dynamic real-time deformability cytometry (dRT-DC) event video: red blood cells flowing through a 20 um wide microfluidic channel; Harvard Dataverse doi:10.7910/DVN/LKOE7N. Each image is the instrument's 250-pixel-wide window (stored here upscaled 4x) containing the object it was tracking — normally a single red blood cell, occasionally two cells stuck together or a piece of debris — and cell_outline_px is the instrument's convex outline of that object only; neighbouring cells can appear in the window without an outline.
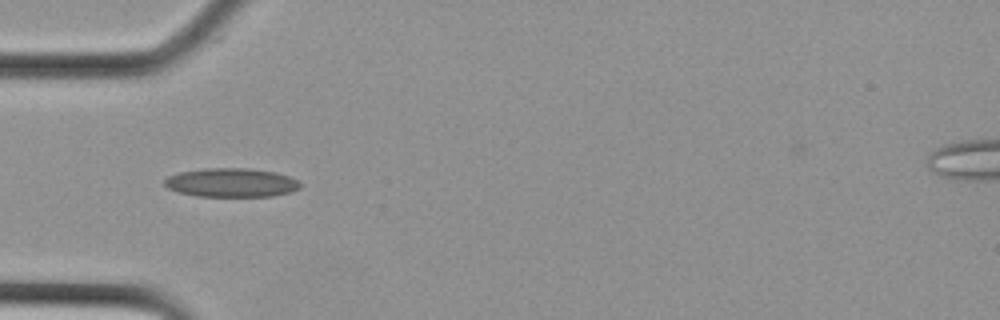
{"species": "Egyptian fruit bat (a non-hibernating species)", "species_latin": "Rousettus aegyptiacus", "temperature_condition": "cold", "stored_images_in_passage": 6, "camera_frame_rate_fps": 3000, "um_per_image_px": 0.085, "animal": {"sex": "female"}, "frame": {"image": 1, "passage_image": 1, "time_ms": 0.0, "image_size_px": [1000, 320], "cell_outline_px": [[300, 188], [292, 192], [272, 196], [196, 196], [176, 192], [168, 188], [164, 184], [164, 180], [168, 176], [180, 172], [204, 168], [248, 168], [276, 172], [300, 180]], "centroid_in_image_um": [19.67, 15.52], "position_along_channel_um": 65.3, "area_um2": 23.0}}
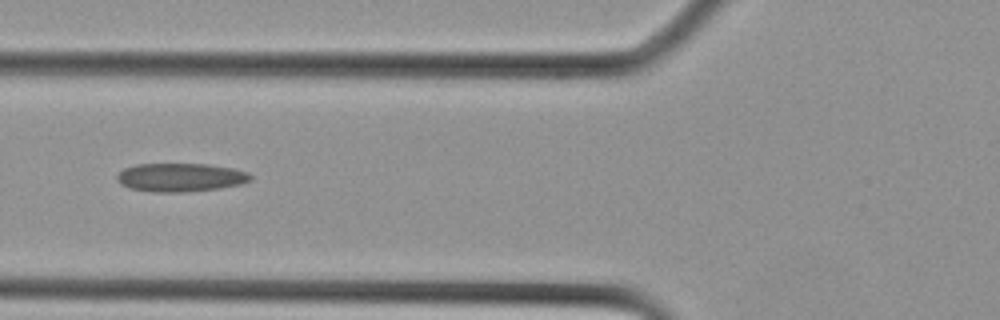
{"frame": {"image": 2, "passage_image": 3, "time_ms": 0.667, "image_size_px": [1000, 320], "cell_outline_px": [[252, 180], [240, 184], [220, 188], [188, 192], [152, 192], [128, 188], [120, 184], [116, 180], [116, 176], [124, 168], [136, 164], [208, 164], [232, 168], [248, 172], [252, 176]], "centroid_in_image_um": [15.33, 15.08], "position_along_channel_um": 110.5, "area_um2": 22.37}}
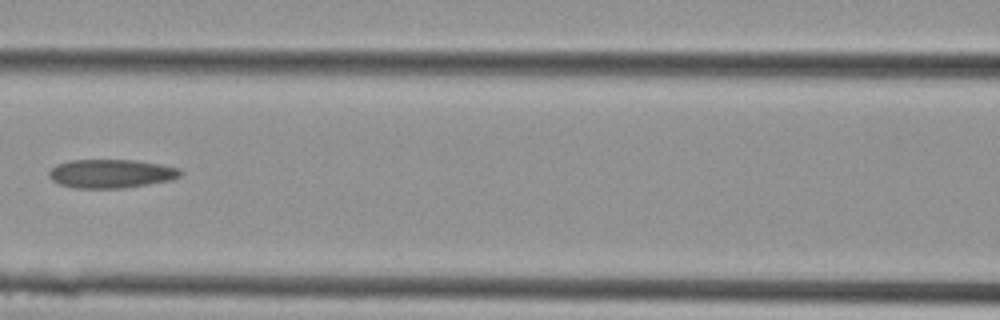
{"frame": {"image": 3, "passage_image": 5, "time_ms": 1.333, "image_size_px": [1000, 320], "cell_outline_px": [[184, 172], [180, 176], [168, 180], [148, 184], [124, 188], [76, 188], [60, 184], [52, 180], [48, 176], [48, 172], [56, 164], [68, 160], [136, 160], [160, 164], [180, 168]], "centroid_in_image_um": [9.43, 14.75], "position_along_channel_um": 157.2, "area_um2": 22.02}}